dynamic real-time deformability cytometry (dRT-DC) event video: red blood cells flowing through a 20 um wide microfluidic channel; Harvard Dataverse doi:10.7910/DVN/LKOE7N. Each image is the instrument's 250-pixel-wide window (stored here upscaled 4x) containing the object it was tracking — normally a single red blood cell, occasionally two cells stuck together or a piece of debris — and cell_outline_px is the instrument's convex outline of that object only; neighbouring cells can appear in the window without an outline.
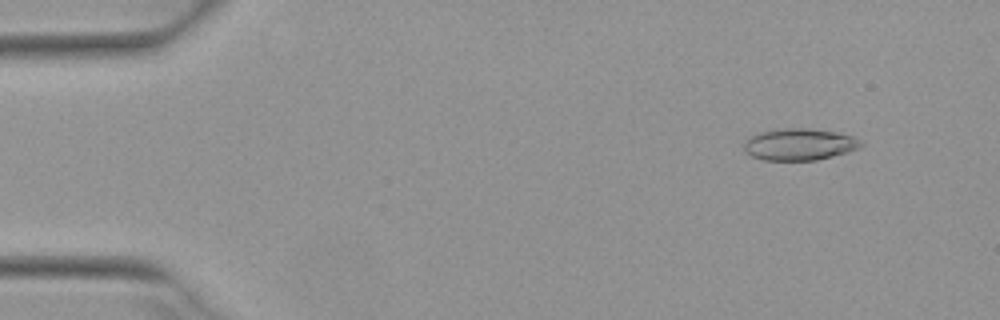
{"species": "Egyptian fruit bat (a non-hibernating species)", "species_latin": "Rousettus aegyptiacus", "temperature_condition": "warm", "stored_images_in_passage": 48, "camera_frame_rate_fps": 3000, "um_per_image_px": 0.085, "animal": {"sex": "female"}, "frame": {"image": 1, "passage_image": 1, "time_ms": 0.0, "image_size_px": [1000, 320], "cell_outline_px": [[864, 144], [860, 148], [848, 152], [816, 160], [764, 160], [752, 156], [744, 152], [744, 144], [752, 136], [760, 132], [784, 128], [808, 128], [836, 132], [852, 136]], "centroid_in_image_um": [67.96, 12.28], "position_along_channel_um": 17.0, "area_um2": 21.5}}
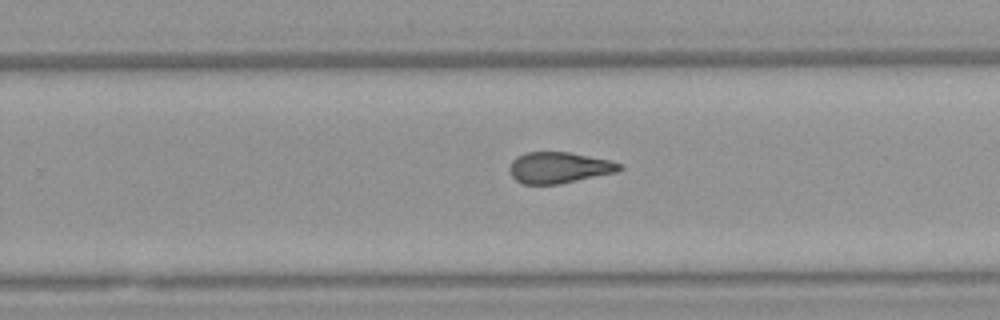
{"frame": {"image": 2, "passage_image": 29, "time_ms": 9.333, "image_size_px": [1000, 320], "cell_outline_px": [[624, 168], [616, 172], [560, 184], [524, 184], [516, 180], [508, 172], [508, 168], [512, 160], [516, 156], [528, 152], [568, 152], [608, 160], [620, 164]], "centroid_in_image_um": [47.47, 14.25], "position_along_channel_um": 282.3, "area_um2": 19.88}}
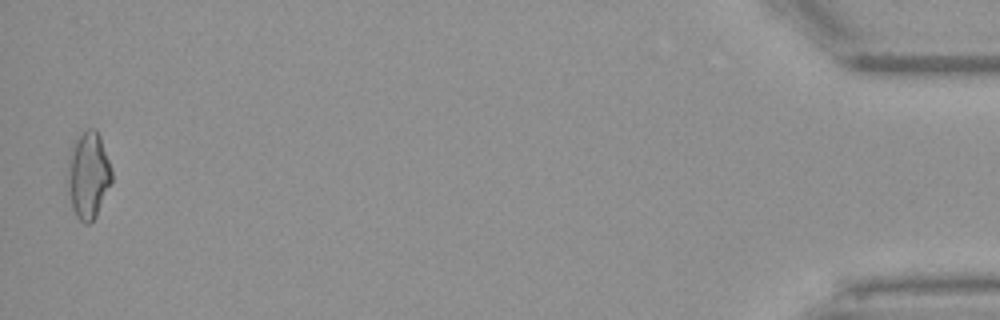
{"frame": {"image": 3, "passage_image": 47, "time_ms": 15.333, "image_size_px": [1000, 320], "cell_outline_px": [[112, 184], [96, 216], [88, 224], [84, 224], [76, 216], [72, 208], [68, 192], [68, 164], [72, 144], [88, 128], [96, 128], [100, 136], [112, 168]], "centroid_in_image_um": [7.53, 14.91], "position_along_channel_um": 427.7, "area_um2": 22.37}, "authors_computed_cell_mechanics": {"area_um2": 20.5768, "velocity_mm_per_s": 3.9526, "shape_relaxation_time_tau1_ms": 11.285, "shape_relaxation_time_tau2_ms": 1.5026, "deformation_change_tau1": 0.2774, "deformation_change_tau2": 0.1016}}